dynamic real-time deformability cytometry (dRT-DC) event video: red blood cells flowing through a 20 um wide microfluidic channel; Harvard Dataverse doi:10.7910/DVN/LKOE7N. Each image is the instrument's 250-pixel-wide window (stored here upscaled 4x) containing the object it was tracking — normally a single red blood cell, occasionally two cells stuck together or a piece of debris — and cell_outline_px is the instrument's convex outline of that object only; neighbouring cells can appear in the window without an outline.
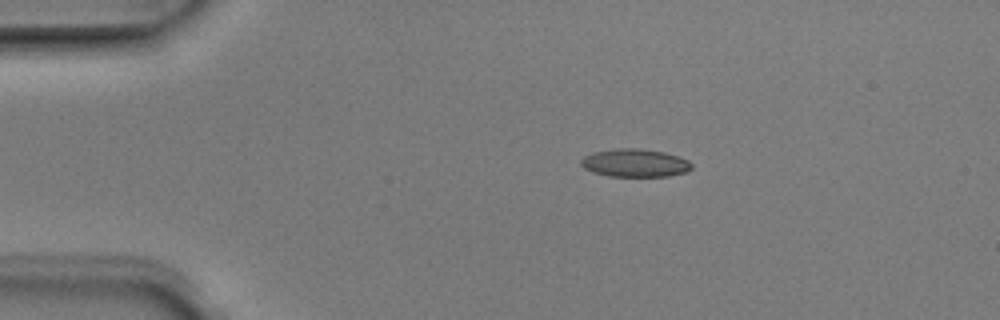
{"species": "Egyptian fruit bat (a non-hibernating species)", "species_latin": "Rousettus aegyptiacus", "temperature_condition": "room temperature", "stored_images_in_passage": 5, "camera_frame_rate_fps": 3000, "um_per_image_px": 0.085, "animal": {"sex": "male"}, "frame": {"image": 1, "passage_image": 3, "time_ms": 0.667, "image_size_px": [1000, 320], "cell_outline_px": [[692, 168], [688, 172], [668, 176], [608, 176], [592, 172], [584, 168], [580, 164], [580, 160], [584, 156], [592, 152], [616, 148], [640, 148], [664, 152], [680, 156], [688, 160], [692, 164]], "centroid_in_image_um": [53.97, 13.84], "position_along_channel_um": 31.0, "area_um2": 18.32}}
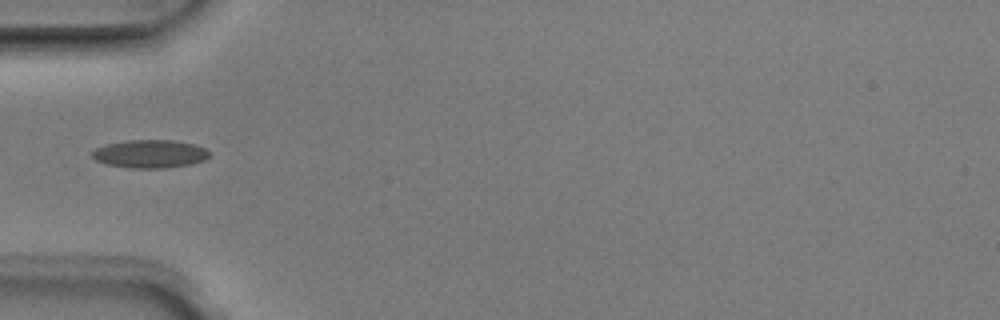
{"frame": {"image": 2, "passage_image": 5, "time_ms": 1.333, "image_size_px": [1000, 320], "cell_outline_px": [[208, 156], [204, 160], [188, 164], [164, 168], [132, 168], [104, 164], [96, 160], [92, 156], [92, 152], [96, 148], [104, 144], [128, 140], [172, 140], [192, 144], [204, 148], [208, 152]], "centroid_in_image_um": [12.68, 13.08], "position_along_channel_um": 72.3, "area_um2": 19.02}}